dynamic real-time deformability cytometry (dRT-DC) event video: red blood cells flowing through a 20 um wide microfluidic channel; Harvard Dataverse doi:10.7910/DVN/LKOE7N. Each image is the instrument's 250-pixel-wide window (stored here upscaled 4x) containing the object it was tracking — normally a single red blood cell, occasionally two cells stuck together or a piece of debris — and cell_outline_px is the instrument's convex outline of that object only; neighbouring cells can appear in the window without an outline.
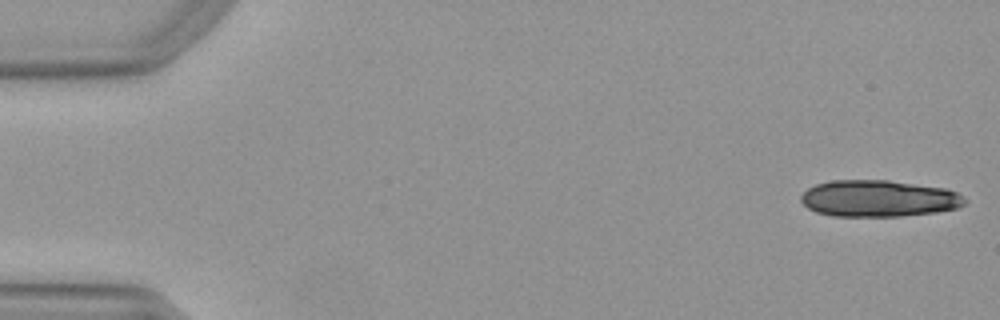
{"species": "Egyptian fruit bat (a non-hibernating species)", "species_latin": "Rousettus aegyptiacus", "temperature_condition": "warm", "stored_images_in_passage": 13, "camera_frame_rate_fps": 3000, "um_per_image_px": 0.085, "animal": {"sex": "female"}, "frame": {"image": 1, "passage_image": 1, "time_ms": 0.0, "image_size_px": [1000, 320], "cell_outline_px": [[968, 200], [964, 204], [956, 208], [936, 212], [900, 216], [832, 216], [816, 212], [808, 208], [800, 200], [800, 196], [808, 188], [816, 184], [828, 180], [888, 180], [944, 188], [956, 192]], "centroid_in_image_um": [74.66, 16.87], "position_along_channel_um": 10.3, "area_um2": 34.97}}